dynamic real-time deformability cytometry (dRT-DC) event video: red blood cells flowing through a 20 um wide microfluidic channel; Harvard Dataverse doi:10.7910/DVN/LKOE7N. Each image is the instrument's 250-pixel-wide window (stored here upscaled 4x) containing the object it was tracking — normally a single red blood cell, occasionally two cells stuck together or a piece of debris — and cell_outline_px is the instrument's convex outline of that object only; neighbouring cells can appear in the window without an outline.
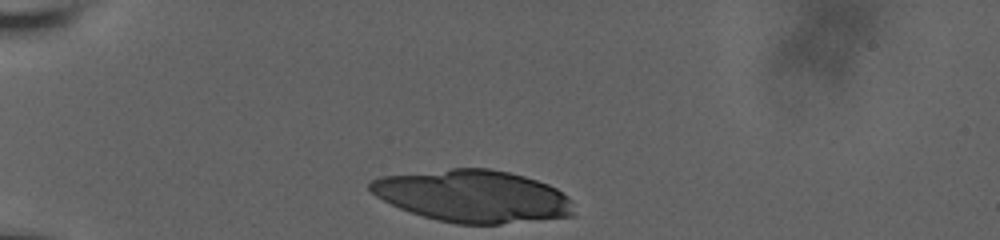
{"species": "human", "species_latin": "Homo sapiens", "temperature_condition": "room temperature", "stored_images_in_passage": 20, "camera_frame_rate_fps": 3000, "um_per_image_px": 0.085, "donor": {"sex": "male"}, "frame": {"image": 1, "passage_image": 1, "time_ms": 0.0, "image_size_px": [1000, 240], "cell_outline_px": [[576, 216], [500, 224], [456, 224], [436, 220], [400, 208], [376, 196], [368, 188], [368, 180], [380, 176], [452, 168], [488, 168], [508, 172], [524, 176], [548, 184], [556, 188], [568, 196], [572, 200], [576, 212]], "centroid_in_image_um": [40.23, 16.67], "position_along_channel_um": 44.8, "area_um2": 62.31}}
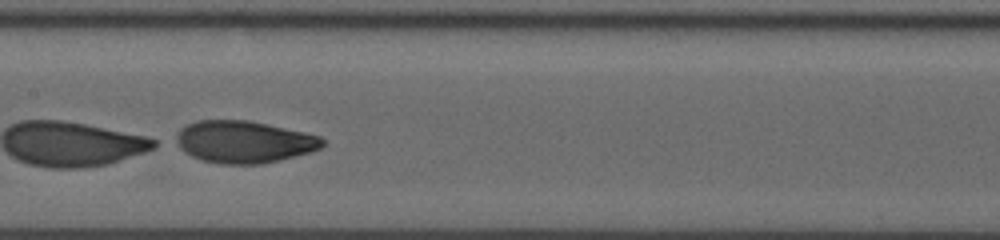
{"frame": {"image": 2, "passage_image": 17, "time_ms": 5.333, "image_size_px": [1000, 240], "cell_outline_px": [[324, 144], [320, 148], [312, 152], [260, 164], [220, 164], [200, 160], [184, 152], [172, 140], [180, 128], [196, 120], [248, 120], [304, 132], [320, 136], [324, 140]], "centroid_in_image_um": [20.68, 12.06], "position_along_channel_um": 186.7, "area_um2": 36.13}}